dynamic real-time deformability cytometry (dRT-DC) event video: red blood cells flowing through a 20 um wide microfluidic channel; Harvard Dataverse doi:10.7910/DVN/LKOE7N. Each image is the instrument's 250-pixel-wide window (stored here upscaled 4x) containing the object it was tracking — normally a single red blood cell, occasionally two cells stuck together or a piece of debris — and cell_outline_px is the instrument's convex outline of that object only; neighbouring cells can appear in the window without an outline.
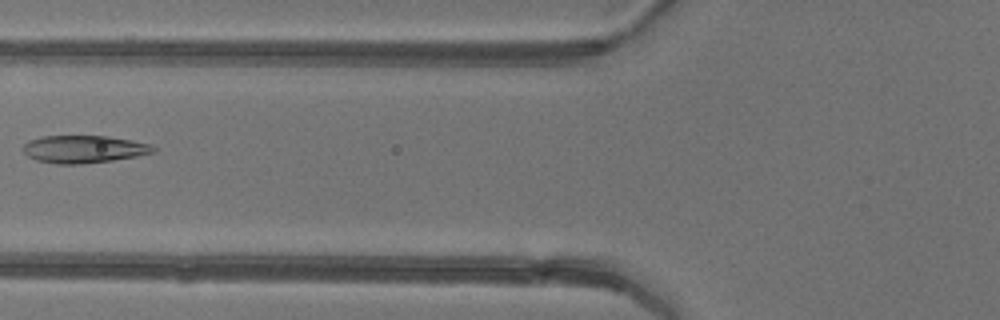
{"species": "common noctule bat (a hibernating species)", "species_latin": "Nyctalus noctula", "temperature_condition": "warm", "stored_images_in_passage": 6, "camera_frame_rate_fps": 3000, "um_per_image_px": 0.085, "animal": {"sex": "female"}, "frame": {"image": 1, "passage_image": 6, "time_ms": 6.667, "image_size_px": [1000, 320], "cell_outline_px": [[156, 152], [136, 156], [112, 160], [80, 164], [56, 164], [36, 160], [28, 156], [24, 152], [24, 144], [28, 140], [40, 136], [108, 136], [132, 140], [152, 144], [156, 148]], "centroid_in_image_um": [7.14, 12.67], "position_along_channel_um": 118.7, "area_um2": 20.98}}